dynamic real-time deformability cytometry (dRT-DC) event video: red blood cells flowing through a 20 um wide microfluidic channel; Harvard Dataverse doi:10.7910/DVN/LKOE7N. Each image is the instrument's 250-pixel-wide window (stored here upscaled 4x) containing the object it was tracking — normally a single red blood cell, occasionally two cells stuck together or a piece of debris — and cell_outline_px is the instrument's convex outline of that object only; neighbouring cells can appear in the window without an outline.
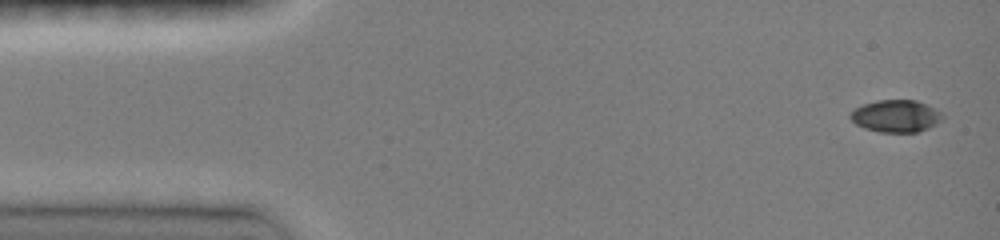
{"species": "common noctule bat (a hibernating species)", "species_latin": "Nyctalus noctula", "temperature_condition": "room temperature", "stored_images_in_passage": 8, "camera_frame_rate_fps": 3000, "um_per_image_px": 0.085, "animal": {"sex": "female", "body_mass_g": 19.0, "forearm_length_mm": 51.5}, "frame": {"image": 1, "passage_image": 1, "time_ms": 0.0, "image_size_px": [1000, 240], "cell_outline_px": [[944, 116], [936, 124], [928, 128], [916, 132], [880, 132], [864, 128], [856, 124], [848, 116], [856, 108], [864, 104], [876, 100], [916, 100], [928, 104], [936, 108]], "centroid_in_image_um": [76.17, 9.86], "position_along_channel_um": 8.8, "area_um2": 17.28}}
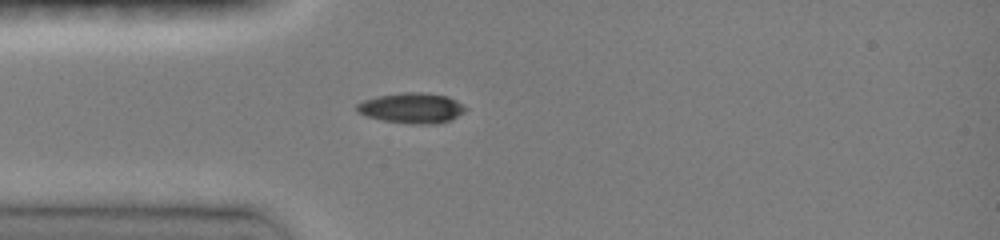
{"frame": {"image": 2, "passage_image": 5, "time_ms": 3.667, "image_size_px": [1000, 240], "cell_outline_px": [[468, 108], [464, 112], [452, 120], [436, 124], [412, 124], [384, 120], [368, 116], [356, 112], [356, 104], [364, 100], [376, 96], [400, 92], [420, 92], [448, 96], [456, 100]], "centroid_in_image_um": [35.02, 9.18], "position_along_channel_um": 50.0, "area_um2": 19.36}}
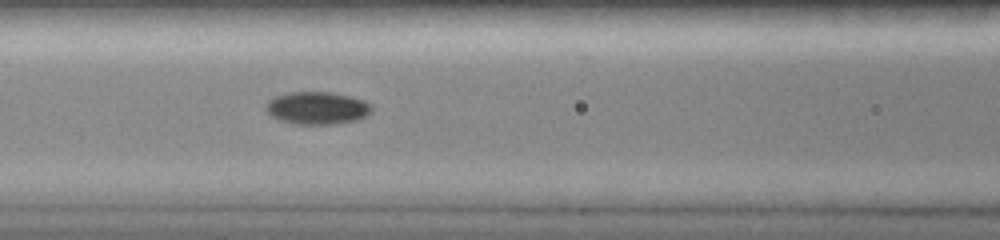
{"frame": {"image": 3, "passage_image": 8, "time_ms": 6.0, "image_size_px": [1000, 240], "cell_outline_px": [[372, 112], [360, 120], [336, 124], [296, 124], [280, 120], [272, 116], [264, 108], [264, 104], [268, 100], [276, 96], [292, 92], [332, 92], [364, 100], [372, 104]], "centroid_in_image_um": [26.99, 9.19], "position_along_channel_um": 139.6, "area_um2": 20.29}}